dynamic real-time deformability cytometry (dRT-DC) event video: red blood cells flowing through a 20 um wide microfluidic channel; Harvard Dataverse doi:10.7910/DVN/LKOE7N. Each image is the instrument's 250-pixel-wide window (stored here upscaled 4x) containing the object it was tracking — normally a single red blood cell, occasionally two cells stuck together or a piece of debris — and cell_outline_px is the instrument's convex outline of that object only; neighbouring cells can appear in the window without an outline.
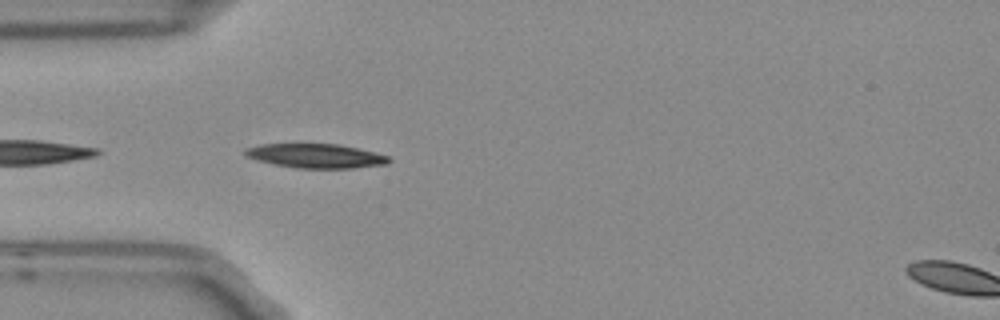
{"species": "Egyptian fruit bat (a non-hibernating species)", "species_latin": "Rousettus aegyptiacus", "temperature_condition": "room temperature", "stored_images_in_passage": 2, "segment_of_instrument_passage": [1, 2], "camera_frame_rate_fps": 3000, "um_per_image_px": 0.085, "frame": {"image": 1, "passage_image": 1, "time_ms": 0.0, "image_size_px": [1000, 320], "cell_outline_px": [[392, 160], [388, 164], [352, 168], [296, 168], [272, 164], [256, 160], [248, 156], [244, 152], [248, 148], [260, 144], [336, 144], [356, 148], [388, 156]], "centroid_in_image_um": [26.85, 13.26], "position_along_channel_um": 58.2, "area_um2": 20.06}}